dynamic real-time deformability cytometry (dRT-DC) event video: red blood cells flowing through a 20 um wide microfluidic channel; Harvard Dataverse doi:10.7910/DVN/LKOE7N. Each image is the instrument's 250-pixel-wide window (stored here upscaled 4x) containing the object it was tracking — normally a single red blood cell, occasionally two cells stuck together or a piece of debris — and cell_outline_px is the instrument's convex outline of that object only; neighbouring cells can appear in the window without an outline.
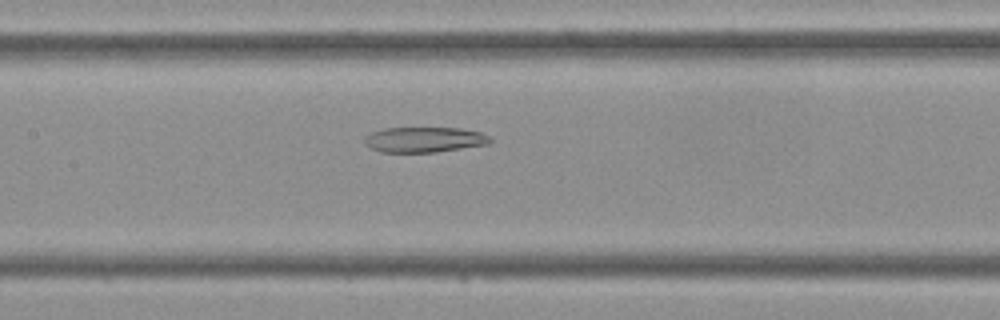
{"species": "Egyptian fruit bat (a non-hibernating species)", "species_latin": "Rousettus aegyptiacus", "temperature_condition": "cold", "stored_images_in_passage": 45, "camera_frame_rate_fps": 3000, "um_per_image_px": 0.085, "frame": {"image": 1, "passage_image": 21, "time_ms": 6.667, "image_size_px": [1000, 320], "cell_outline_px": [[492, 140], [488, 144], [436, 152], [380, 152], [364, 144], [364, 136], [372, 132], [384, 128], [460, 128], [480, 132], [488, 136]], "centroid_in_image_um": [36.03, 11.87], "position_along_channel_um": 171.4, "area_um2": 18.5}}
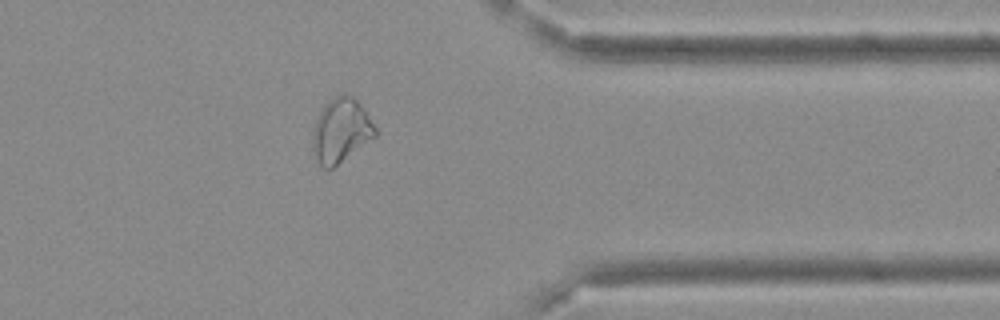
{"frame": {"image": 2, "passage_image": 36, "time_ms": 11.667, "image_size_px": [1000, 320], "cell_outline_px": [[376, 136], [332, 168], [324, 168], [316, 160], [312, 152], [312, 136], [316, 120], [324, 104], [328, 100], [344, 92], [352, 96], [364, 108], [376, 128]], "centroid_in_image_um": [28.96, 11.08], "position_along_channel_um": 382.4, "area_um2": 23.29}}
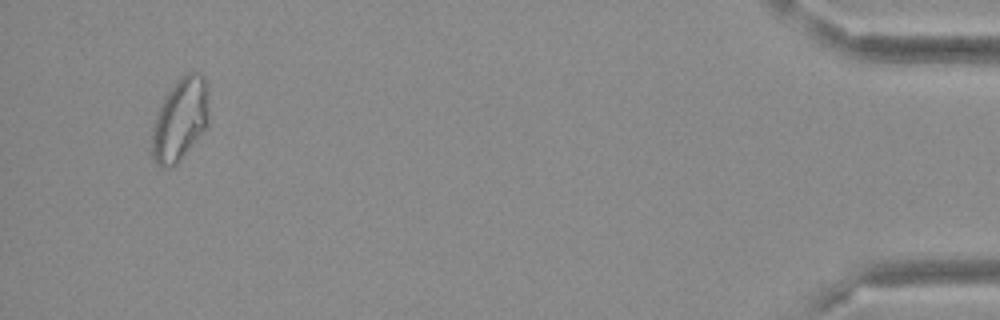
{"frame": {"image": 3, "passage_image": 43, "time_ms": 14.0, "image_size_px": [1000, 320], "cell_outline_px": [[208, 124], [180, 160], [176, 164], [164, 168], [160, 168], [156, 164], [152, 156], [152, 124], [156, 112], [164, 96], [176, 80], [184, 72], [200, 72], [204, 76], [208, 84]], "centroid_in_image_um": [15.3, 10.1], "position_along_channel_um": 419.9, "area_um2": 27.86}}